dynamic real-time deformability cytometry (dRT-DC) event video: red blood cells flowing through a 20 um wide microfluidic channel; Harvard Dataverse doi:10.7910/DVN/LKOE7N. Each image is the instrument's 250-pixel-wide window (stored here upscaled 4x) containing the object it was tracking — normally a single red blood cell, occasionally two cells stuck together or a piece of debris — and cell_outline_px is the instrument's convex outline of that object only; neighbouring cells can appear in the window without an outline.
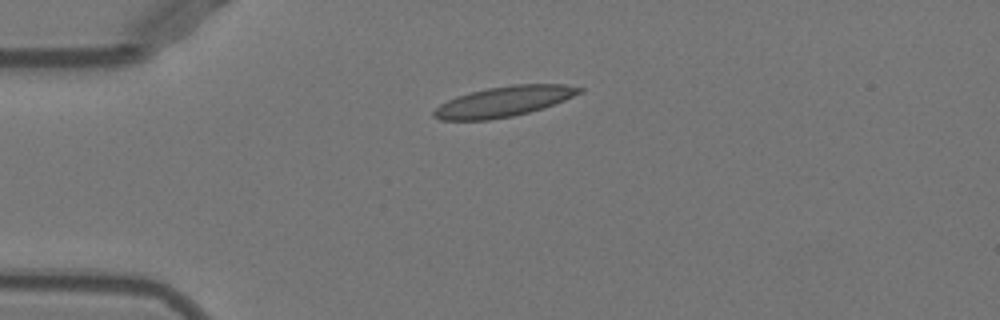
{"species": "Egyptian fruit bat (a non-hibernating species)", "species_latin": "Rousettus aegyptiacus", "temperature_condition": "warm", "stored_images_in_passage": 36, "camera_frame_rate_fps": 3000, "um_per_image_px": 0.085, "animal": {"sex": "female"}, "frame": {"image": 1, "passage_image": 1, "time_ms": 0.0, "image_size_px": [1000, 320], "cell_outline_px": [[584, 92], [564, 100], [528, 112], [512, 116], [488, 120], [440, 120], [432, 116], [432, 112], [440, 104], [456, 96], [488, 88], [512, 84], [564, 84], [584, 88]], "centroid_in_image_um": [42.82, 8.62], "position_along_channel_um": 42.2, "area_um2": 25.55}}
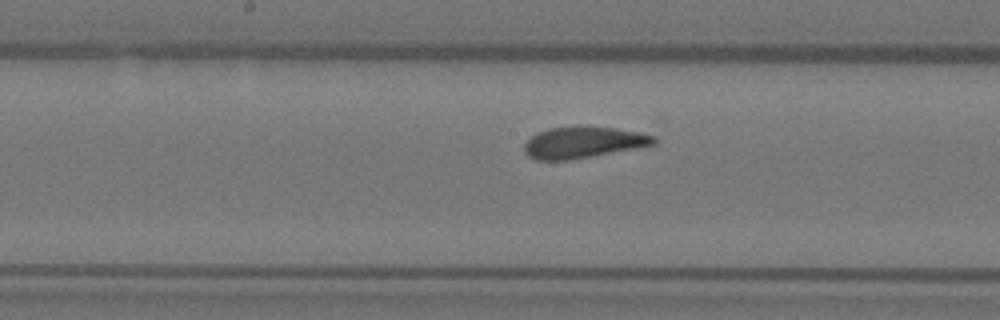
{"frame": {"image": 2, "passage_image": 15, "time_ms": 4.667, "image_size_px": [1000, 320], "cell_outline_px": [[656, 144], [592, 156], [568, 160], [536, 160], [528, 156], [524, 152], [524, 144], [532, 136], [548, 128], [580, 124], [616, 128], [640, 132], [656, 136]], "centroid_in_image_um": [49.57, 12.07], "position_along_channel_um": 198.6, "area_um2": 24.04}}
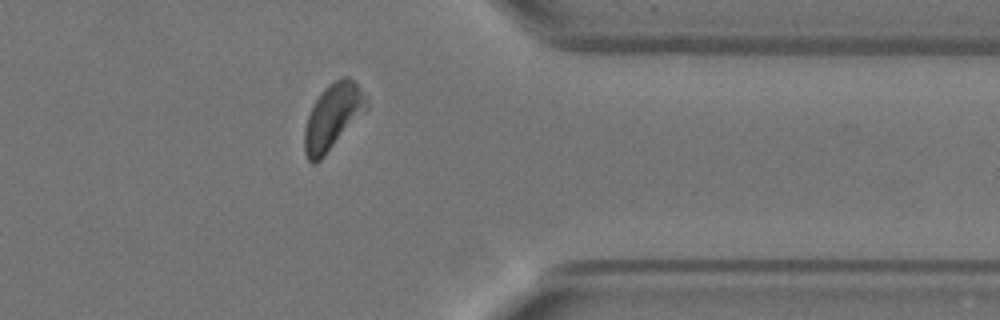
{"frame": {"image": 3, "passage_image": 30, "time_ms": 9.667, "image_size_px": [1000, 320], "cell_outline_px": [[368, 108], [324, 156], [316, 164], [312, 164], [308, 160], [304, 152], [304, 128], [308, 116], [320, 92], [328, 84], [344, 76], [348, 76], [360, 88], [368, 104]], "centroid_in_image_um": [28.26, 9.94], "position_along_channel_um": 383.1, "area_um2": 23.41}, "authors_computed_cell_mechanics": {"area_um2": 24.1604, "velocity_mm_per_s": 3.9054, "shape_relaxation_time_tau1_ms": 6.5217, "shape_relaxation_time_tau2_ms": 0.9573, "deformation_change_tau1": 0.1994, "deformation_change_tau2": 0.0587}}